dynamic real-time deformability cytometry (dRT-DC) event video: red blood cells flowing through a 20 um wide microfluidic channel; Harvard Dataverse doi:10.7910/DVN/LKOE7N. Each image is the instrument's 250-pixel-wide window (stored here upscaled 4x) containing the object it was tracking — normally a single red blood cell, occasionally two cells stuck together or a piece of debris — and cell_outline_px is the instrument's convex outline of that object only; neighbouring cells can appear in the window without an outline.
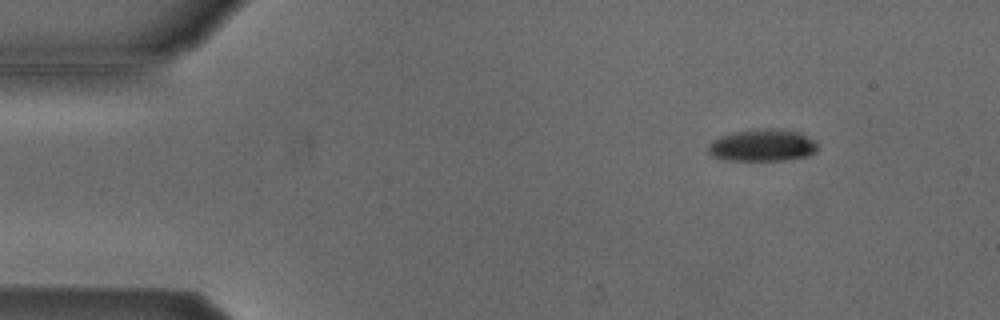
{"species": "Egyptian fruit bat (a non-hibernating species)", "species_latin": "Rousettus aegyptiacus", "temperature_condition": "cold", "stored_images_in_passage": 5, "camera_frame_rate_fps": 3000, "um_per_image_px": 0.085, "animal": {"sex": "male"}, "frame": {"image": 1, "passage_image": 2, "time_ms": 0.333, "image_size_px": [1000, 320], "cell_outline_px": [[820, 148], [816, 152], [808, 156], [784, 160], [728, 160], [712, 156], [708, 152], [708, 144], [712, 140], [720, 136], [736, 132], [764, 128], [796, 132], [808, 136], [816, 140], [820, 144]], "centroid_in_image_um": [64.85, 12.36], "position_along_channel_um": 20.1, "area_um2": 20.46}}